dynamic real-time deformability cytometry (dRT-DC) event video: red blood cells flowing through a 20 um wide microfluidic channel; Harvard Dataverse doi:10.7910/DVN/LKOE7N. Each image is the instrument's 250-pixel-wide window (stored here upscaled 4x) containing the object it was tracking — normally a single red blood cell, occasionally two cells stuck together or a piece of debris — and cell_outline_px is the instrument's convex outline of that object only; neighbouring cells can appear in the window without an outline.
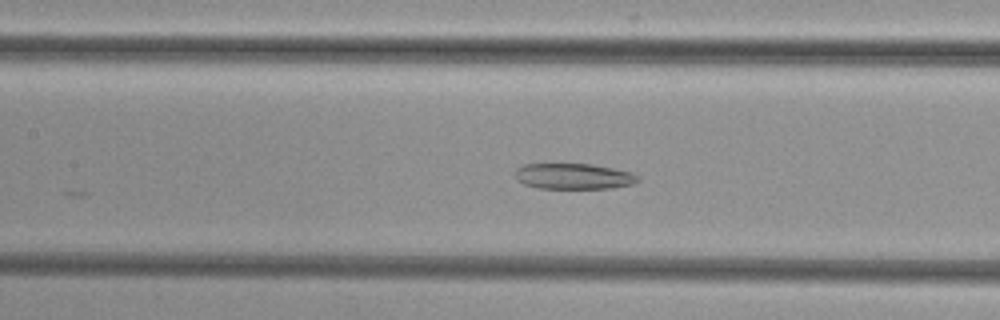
{"species": "common noctule bat (a hibernating species)", "species_latin": "Nyctalus noctula", "temperature_condition": "cold", "stored_images_in_passage": 37, "camera_frame_rate_fps": 3000, "um_per_image_px": 0.085, "animal": {"sex": "female", "body_mass_g": 29.2, "forearm_length_mm": 56.3}, "frame": {"image": 1, "passage_image": 9, "time_ms": 2.667, "image_size_px": [1000, 320], "cell_outline_px": [[640, 180], [632, 184], [612, 188], [536, 188], [524, 184], [516, 180], [516, 168], [524, 164], [592, 164], [632, 172], [640, 176]], "centroid_in_image_um": [48.77, 14.98], "position_along_channel_um": 158.6, "area_um2": 18.5}}
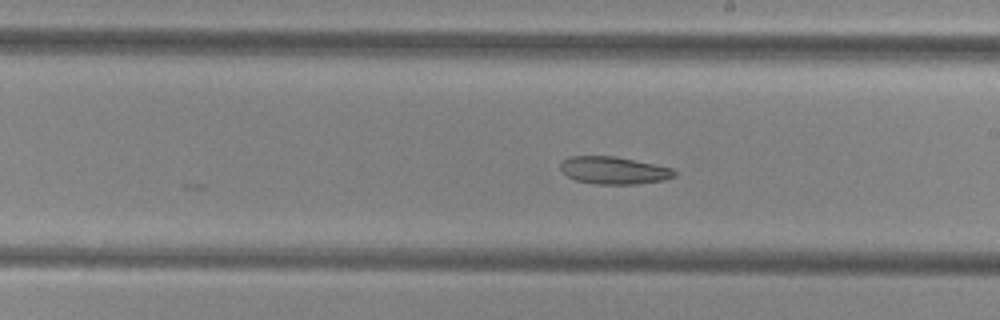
{"frame": {"image": 2, "passage_image": 15, "time_ms": 4.667, "image_size_px": [1000, 320], "cell_outline_px": [[676, 176], [664, 180], [636, 184], [596, 184], [576, 180], [568, 176], [560, 168], [560, 164], [568, 156], [616, 156], [672, 168], [676, 172]], "centroid_in_image_um": [52.18, 14.48], "position_along_channel_um": 236.8, "area_um2": 18.15}}
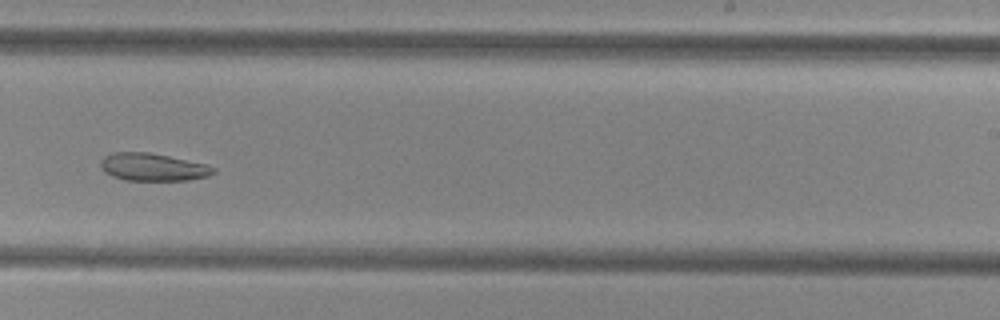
{"frame": {"image": 3, "passage_image": 18, "time_ms": 5.667, "image_size_px": [1000, 320], "cell_outline_px": [[216, 172], [208, 176], [188, 180], [124, 180], [112, 176], [104, 172], [100, 164], [100, 160], [104, 156], [112, 152], [148, 152], [208, 164], [216, 168]], "centroid_in_image_um": [13.0, 14.2], "position_along_channel_um": 276.0, "area_um2": 18.26}}